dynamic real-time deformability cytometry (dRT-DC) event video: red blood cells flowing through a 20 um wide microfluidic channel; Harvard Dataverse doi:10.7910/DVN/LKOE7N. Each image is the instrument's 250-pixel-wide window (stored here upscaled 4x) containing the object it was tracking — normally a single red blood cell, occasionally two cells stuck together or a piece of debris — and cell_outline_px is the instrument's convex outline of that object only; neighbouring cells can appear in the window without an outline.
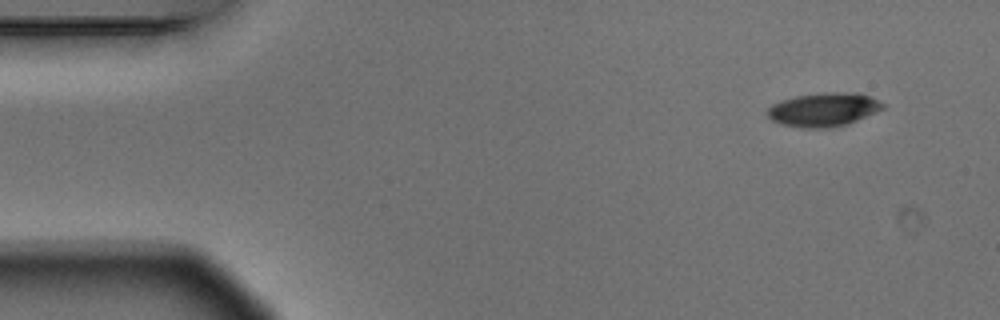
{"species": "Egyptian fruit bat (a non-hibernating species)", "species_latin": "Rousettus aegyptiacus", "temperature_condition": "warm", "stored_images_in_passage": 4, "camera_frame_rate_fps": 3000, "um_per_image_px": 0.085, "animal": {"sex": "male"}, "frame": {"image": 1, "passage_image": 1, "time_ms": 0.0, "image_size_px": [1000, 320], "cell_outline_px": [[888, 104], [884, 108], [848, 124], [828, 128], [804, 128], [780, 124], [772, 120], [768, 116], [768, 108], [772, 104], [796, 96], [824, 92], [860, 92]], "centroid_in_image_um": [70.05, 9.31], "position_along_channel_um": 14.9, "area_um2": 22.77}}
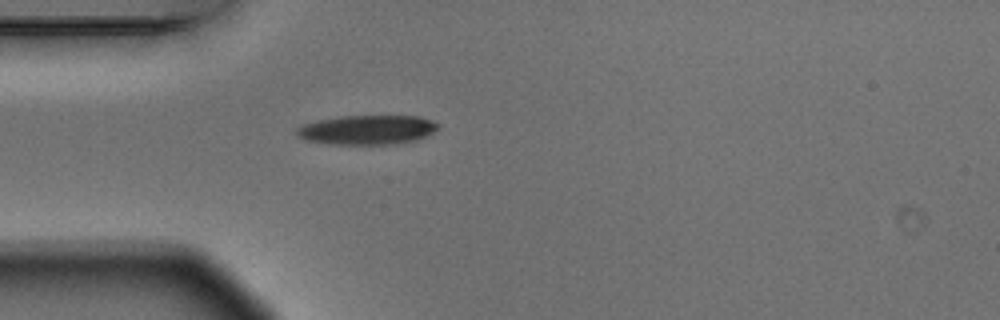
{"frame": {"image": 2, "passage_image": 4, "time_ms": 1.0, "image_size_px": [1000, 320], "cell_outline_px": [[440, 128], [416, 140], [392, 144], [332, 144], [304, 140], [296, 136], [296, 128], [304, 124], [320, 120], [340, 116], [416, 116], [432, 120], [440, 124]], "centroid_in_image_um": [31.2, 11.03], "position_along_channel_um": 53.8, "area_um2": 24.16}}